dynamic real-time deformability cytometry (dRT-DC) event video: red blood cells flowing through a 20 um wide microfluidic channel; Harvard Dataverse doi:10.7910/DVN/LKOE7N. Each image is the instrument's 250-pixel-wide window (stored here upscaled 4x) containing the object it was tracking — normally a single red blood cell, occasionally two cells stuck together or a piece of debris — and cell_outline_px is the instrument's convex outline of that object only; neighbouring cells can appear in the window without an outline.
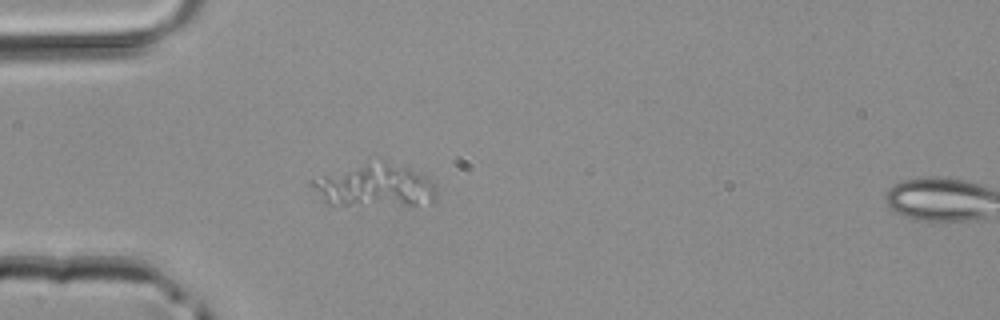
{"species": "common noctule bat (a hibernating species)", "species_latin": "Nyctalus noctula", "temperature_condition": "room temperature", "stored_images_in_passage": 3, "segment_of_instrument_passage": [1, 2], "camera_frame_rate_fps": 3000, "um_per_image_px": 0.085, "animal": {"sex": "male", "body_mass_g": 20.4}, "frame": {"image": 1, "passage_image": 2, "time_ms": 0.333, "image_size_px": [1000, 320], "cell_outline_px": [[436, 200], [416, 204], [328, 204], [308, 184], [308, 180], [364, 164], [384, 160], [404, 168], [436, 184]], "centroid_in_image_um": [31.82, 15.79], "position_along_channel_um": 53.2, "area_um2": 29.54}}